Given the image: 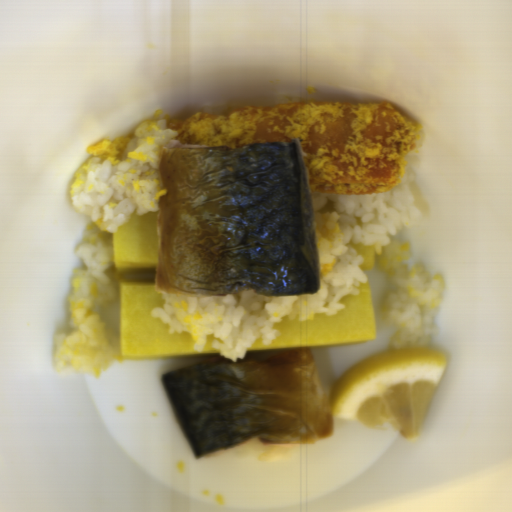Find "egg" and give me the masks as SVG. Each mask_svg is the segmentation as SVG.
<instances>
[{"instance_id": "egg-1", "label": "egg", "mask_w": 512, "mask_h": 512, "mask_svg": "<svg viewBox=\"0 0 512 512\" xmlns=\"http://www.w3.org/2000/svg\"><path fill=\"white\" fill-rule=\"evenodd\" d=\"M130 138L117 136L113 139L102 138L86 147V154L92 155L94 158L111 159L119 156L121 150Z\"/></svg>"}]
</instances>
